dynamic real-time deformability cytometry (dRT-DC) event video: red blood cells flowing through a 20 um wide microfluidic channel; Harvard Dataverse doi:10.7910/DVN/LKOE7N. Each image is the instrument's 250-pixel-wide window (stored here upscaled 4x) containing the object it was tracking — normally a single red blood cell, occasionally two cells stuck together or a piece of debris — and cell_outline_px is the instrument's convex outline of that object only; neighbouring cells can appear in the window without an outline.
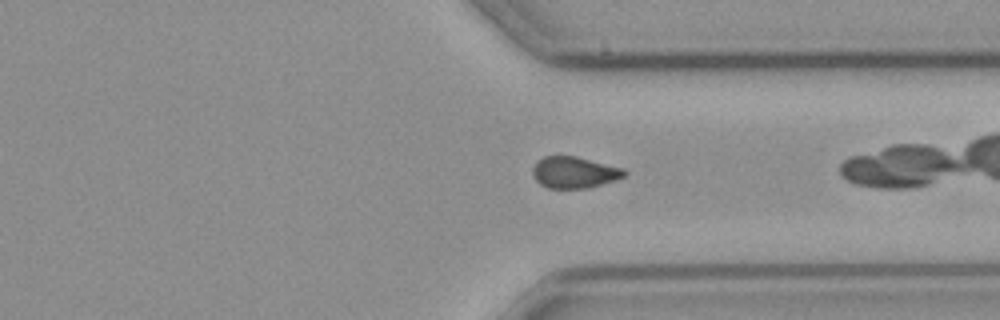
{"species": "common noctule bat (a hibernating species)", "species_latin": "Nyctalus noctula", "temperature_condition": "cold", "stored_images_in_passage": 32, "camera_frame_rate_fps": 3000, "um_per_image_px": 0.085, "animal": {"sex": "male", "body_mass_g": 23.1, "forearm_length_mm": 52.7}, "frame": {"image": 1, "passage_image": 23, "time_ms": 7.333, "image_size_px": [1000, 320], "cell_outline_px": [[628, 172], [624, 176], [588, 188], [548, 188], [540, 184], [536, 180], [532, 172], [532, 168], [536, 160], [544, 156], [576, 156], [624, 168]], "centroid_in_image_um": [48.78, 14.64], "position_along_channel_um": 362.6, "area_um2": 16.76}}